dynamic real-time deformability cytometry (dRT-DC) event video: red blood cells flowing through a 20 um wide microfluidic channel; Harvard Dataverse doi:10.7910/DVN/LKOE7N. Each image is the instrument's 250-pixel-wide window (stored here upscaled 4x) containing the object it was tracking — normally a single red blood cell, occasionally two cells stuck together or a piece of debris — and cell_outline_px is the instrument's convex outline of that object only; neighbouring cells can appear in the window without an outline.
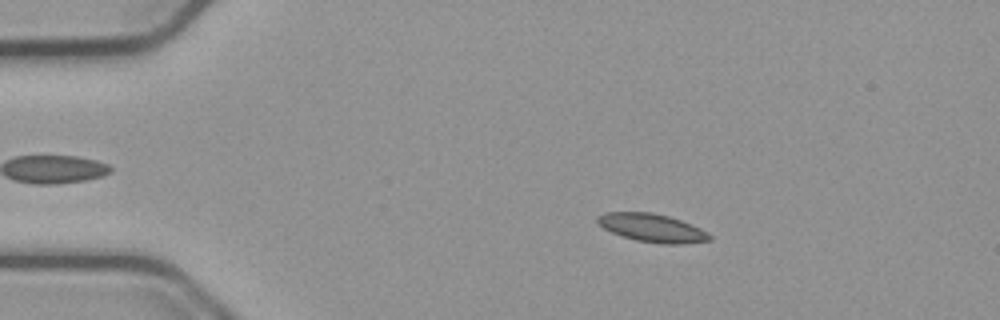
{"species": "common noctule bat (a hibernating species)", "species_latin": "Nyctalus noctula", "temperature_condition": "cold", "stored_images_in_passage": 55, "camera_frame_rate_fps": 3000, "um_per_image_px": 0.085, "animal": {"sex": "male", "body_mass_g": 23.1, "forearm_length_mm": 52.7}, "frame": {"image": 1, "passage_image": 10, "time_ms": 3.0, "image_size_px": [1000, 320], "cell_outline_px": [[712, 240], [684, 244], [660, 244], [636, 240], [612, 232], [604, 228], [596, 220], [596, 216], [604, 212], [652, 212], [668, 216], [692, 224], [708, 232], [712, 236]], "centroid_in_image_um": [55.46, 19.37], "position_along_channel_um": 29.5, "area_um2": 18.5}}
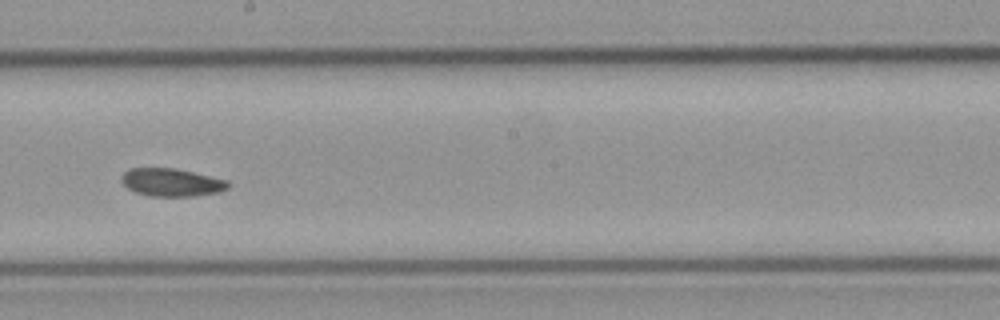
{"frame": {"image": 2, "passage_image": 31, "time_ms": 10.0, "image_size_px": [1000, 320], "cell_outline_px": [[232, 184], [228, 188], [220, 192], [196, 196], [148, 196], [136, 192], [128, 188], [120, 180], [120, 176], [128, 168], [176, 168], [228, 180]], "centroid_in_image_um": [14.6, 15.5], "position_along_channel_um": 233.6, "area_um2": 17.57}}
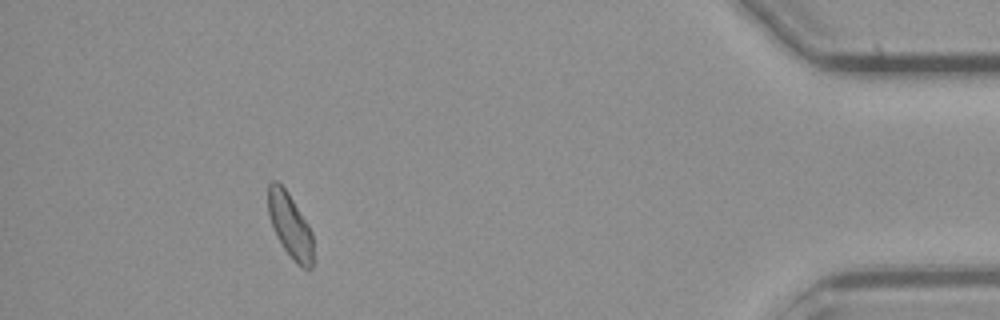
{"frame": {"image": 3, "passage_image": 50, "time_ms": 16.333, "image_size_px": [1000, 320], "cell_outline_px": [[312, 268], [308, 272], [296, 264], [292, 260], [276, 236], [268, 212], [268, 184], [272, 180], [276, 180], [288, 192], [308, 224], [312, 232]], "centroid_in_image_um": [24.66, 19.2], "position_along_channel_um": 410.5, "area_um2": 16.99}, "authors_computed_cell_mechanics": {"area_um2": 17.629, "velocity_mm_per_s": 3.7413, "shape_relaxation_time_tau1_ms": null, "shape_relaxation_time_tau2_ms": 10.1304, "deformation_change_tau1": null, "deformation_change_tau2": 0.1265}}